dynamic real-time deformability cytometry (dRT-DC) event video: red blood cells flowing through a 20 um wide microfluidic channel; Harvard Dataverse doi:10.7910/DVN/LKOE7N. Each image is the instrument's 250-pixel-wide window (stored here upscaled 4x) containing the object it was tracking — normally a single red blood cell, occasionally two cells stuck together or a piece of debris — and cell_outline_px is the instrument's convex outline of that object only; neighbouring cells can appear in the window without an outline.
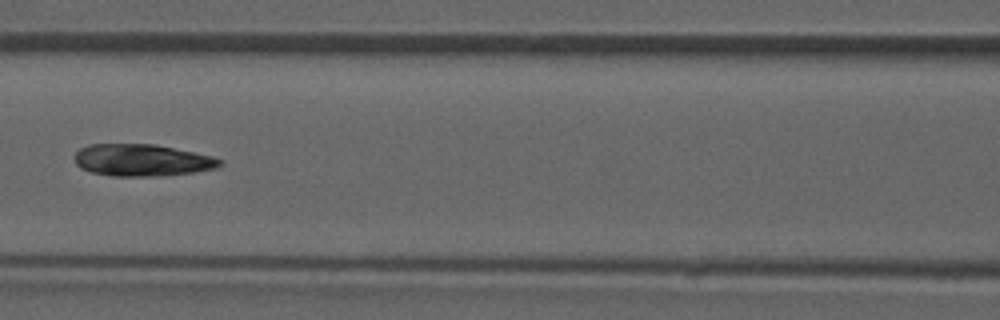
{"species": "common noctule bat (a hibernating species)", "species_latin": "Nyctalus noctula", "temperature_condition": "room temperature", "stored_images_in_passage": 4, "camera_frame_rate_fps": 3000, "um_per_image_px": 0.085, "animal": {"sex": "male", "forearm_length_mm": 52.5}, "frame": {"image": 1, "passage_image": 4, "time_ms": 4.0, "image_size_px": [1000, 320], "cell_outline_px": [[224, 164], [216, 168], [192, 172], [160, 176], [112, 176], [92, 172], [80, 168], [76, 164], [76, 152], [80, 148], [88, 144], [152, 144], [212, 156], [224, 160]], "centroid_in_image_um": [12.07, 13.62], "position_along_channel_um": 154.5, "area_um2": 26.93}}